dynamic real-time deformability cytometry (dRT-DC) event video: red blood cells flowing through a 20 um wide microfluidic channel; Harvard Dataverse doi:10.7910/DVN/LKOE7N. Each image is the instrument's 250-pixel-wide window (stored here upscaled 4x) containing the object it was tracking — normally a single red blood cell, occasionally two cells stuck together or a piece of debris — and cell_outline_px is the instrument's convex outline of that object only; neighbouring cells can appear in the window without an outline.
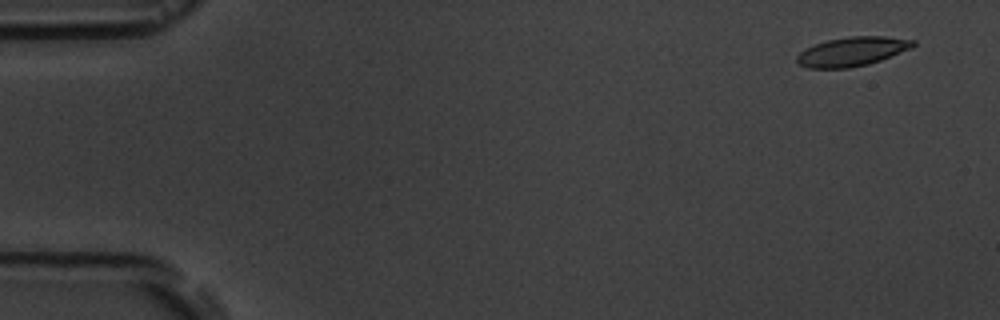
{"species": "common noctule bat (a hibernating species)", "species_latin": "Nyctalus noctula", "temperature_condition": "room temperature", "stored_images_in_passage": 4, "camera_frame_rate_fps": 3000, "um_per_image_px": 0.085, "animal": {"sex": "male", "body_mass_g": 19.5, "forearm_length_mm": 54.6}, "frame": {"image": 1, "passage_image": 1, "time_ms": 0.0, "image_size_px": [1000, 320], "cell_outline_px": [[916, 44], [912, 48], [880, 60], [868, 64], [848, 68], [808, 68], [800, 64], [796, 60], [796, 56], [804, 48], [812, 44], [828, 40], [848, 36], [884, 36], [916, 40]], "centroid_in_image_um": [72.42, 4.37], "position_along_channel_um": 12.6, "area_um2": 19.83}}
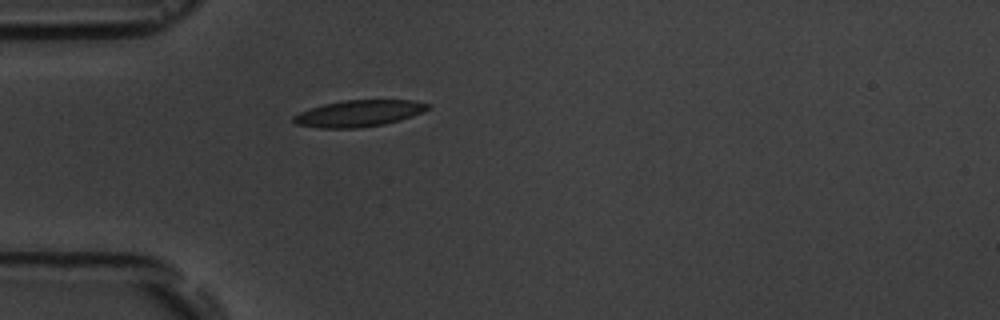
{"frame": {"image": 2, "passage_image": 4, "time_ms": 4.333, "image_size_px": [1000, 320], "cell_outline_px": [[432, 108], [424, 112], [400, 120], [384, 124], [360, 128], [320, 128], [296, 124], [292, 120], [292, 116], [300, 112], [324, 104], [344, 100], [416, 100], [432, 104]], "centroid_in_image_um": [30.57, 9.63], "position_along_channel_um": 54.4, "area_um2": 20.92}}